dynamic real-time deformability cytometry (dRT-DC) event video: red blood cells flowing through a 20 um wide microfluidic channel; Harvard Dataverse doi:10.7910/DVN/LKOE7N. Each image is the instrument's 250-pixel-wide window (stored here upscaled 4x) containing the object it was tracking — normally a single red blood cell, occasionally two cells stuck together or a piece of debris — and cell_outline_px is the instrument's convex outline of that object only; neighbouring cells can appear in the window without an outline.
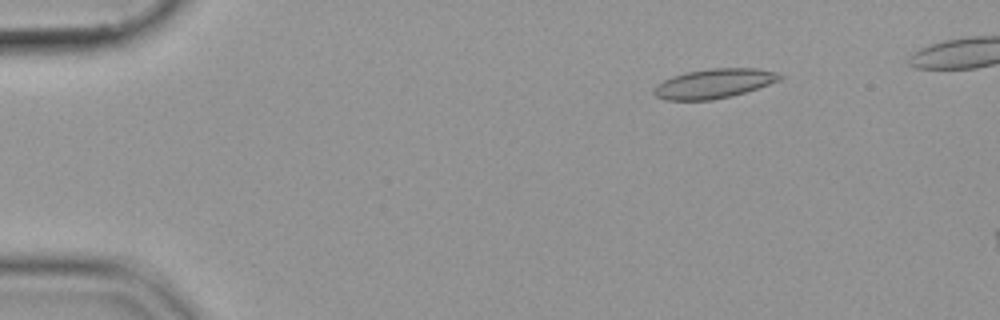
{"species": "common noctule bat (a hibernating species)", "species_latin": "Nyctalus noctula", "temperature_condition": "cold", "stored_images_in_passage": 51, "camera_frame_rate_fps": 3000, "um_per_image_px": 0.085, "animal": {"sex": "female", "body_mass_g": 19.9}, "frame": {"image": 1, "passage_image": 7, "time_ms": 2.0, "image_size_px": [1000, 320], "cell_outline_px": [[784, 76], [780, 80], [732, 96], [712, 100], [668, 100], [656, 96], [652, 92], [664, 80], [688, 72], [712, 68], [756, 68], [776, 72]], "centroid_in_image_um": [60.73, 7.1], "position_along_channel_um": 24.3, "area_um2": 21.15}}
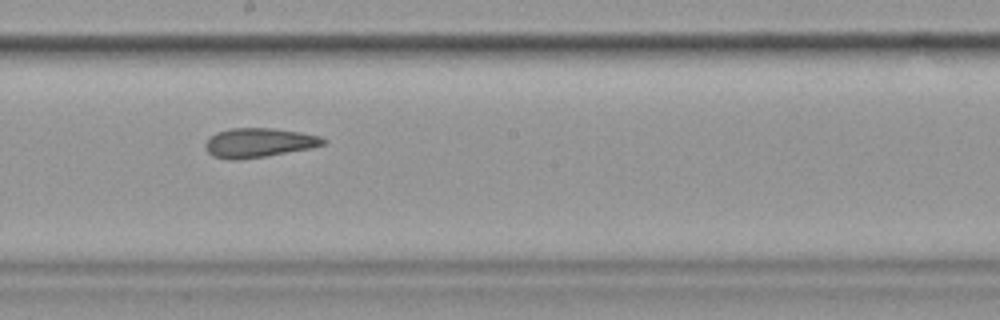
{"frame": {"image": 2, "passage_image": 30, "time_ms": 9.667, "image_size_px": [1000, 320], "cell_outline_px": [[328, 140], [324, 144], [312, 148], [264, 156], [232, 160], [228, 160], [212, 156], [204, 148], [204, 144], [216, 132], [232, 128], [272, 128], [300, 132], [320, 136]], "centroid_in_image_um": [21.99, 12.13], "position_along_channel_um": 226.2, "area_um2": 20.06}}
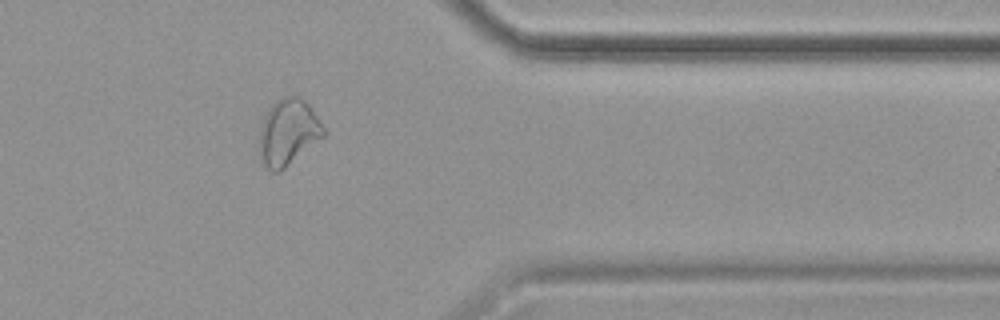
{"frame": {"image": 3, "passage_image": 44, "time_ms": 14.333, "image_size_px": [1000, 320], "cell_outline_px": [[324, 136], [280, 172], [272, 172], [260, 164], [256, 144], [260, 124], [268, 108], [276, 100], [288, 96], [300, 96], [312, 108], [324, 128]], "centroid_in_image_um": [24.41, 11.28], "position_along_channel_um": 387.0, "area_um2": 25.43}}